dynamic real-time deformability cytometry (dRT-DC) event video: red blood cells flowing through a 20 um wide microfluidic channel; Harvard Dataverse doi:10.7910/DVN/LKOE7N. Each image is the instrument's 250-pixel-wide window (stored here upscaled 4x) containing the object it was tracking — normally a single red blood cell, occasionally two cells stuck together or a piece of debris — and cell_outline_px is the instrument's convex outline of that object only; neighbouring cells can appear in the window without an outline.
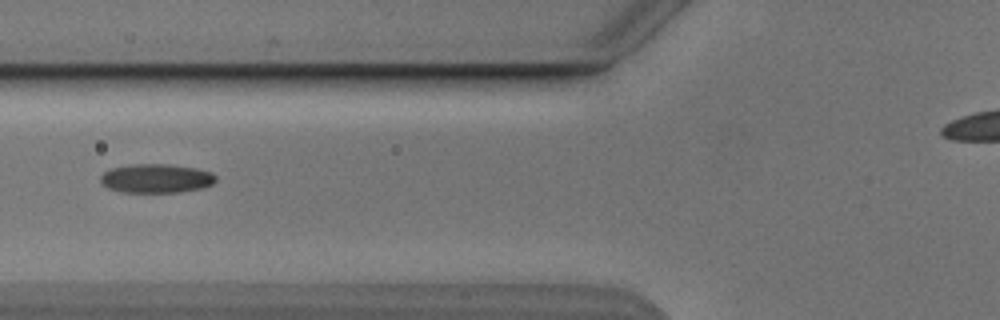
{"species": "Egyptian fruit bat (a non-hibernating species)", "species_latin": "Rousettus aegyptiacus", "temperature_condition": "cold", "stored_images_in_passage": 6, "camera_frame_rate_fps": 3000, "um_per_image_px": 0.085, "animal": {"sex": "male"}, "frame": {"image": 1, "passage_image": 5, "time_ms": 4.667, "image_size_px": [1000, 320], "cell_outline_px": [[216, 180], [212, 184], [204, 188], [180, 192], [120, 192], [108, 188], [100, 180], [100, 176], [104, 172], [112, 168], [132, 164], [168, 164], [196, 168], [212, 172], [216, 176]], "centroid_in_image_um": [13.3, 15.16], "position_along_channel_um": 112.5, "area_um2": 19.54}}